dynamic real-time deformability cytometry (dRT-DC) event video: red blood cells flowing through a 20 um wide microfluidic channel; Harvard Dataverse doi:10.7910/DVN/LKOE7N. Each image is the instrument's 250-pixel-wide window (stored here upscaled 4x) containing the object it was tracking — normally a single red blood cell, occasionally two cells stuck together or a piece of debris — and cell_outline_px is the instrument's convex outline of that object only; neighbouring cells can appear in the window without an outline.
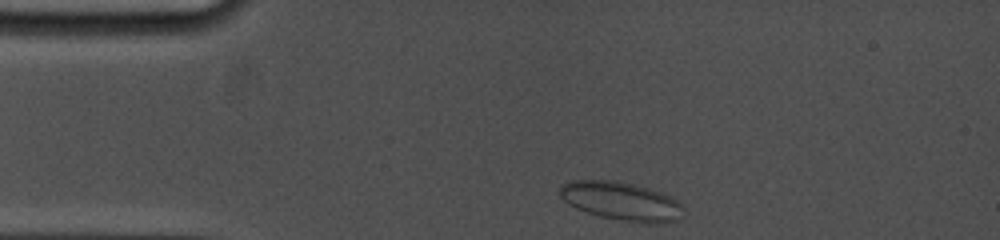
{"species": "common noctule bat (a hibernating species)", "species_latin": "Nyctalus noctula", "temperature_condition": "cold", "stored_images_in_passage": 29, "camera_frame_rate_fps": 5000, "um_per_image_px": 0.085, "animal": {"sex": "female", "body_mass_g": 19.0, "forearm_length_mm": 53.3}, "frame": {"image": 1, "passage_image": 1, "time_ms": 0.0, "image_size_px": [1000, 240], "cell_outline_px": [[684, 208], [676, 220], [660, 224], [644, 224], [600, 216], [576, 208], [568, 204], [560, 196], [560, 184], [572, 180], [616, 180], [648, 188], [660, 192], [676, 200]], "centroid_in_image_um": [52.78, 17.1], "position_along_channel_um": 32.2, "area_um2": 27.63}}
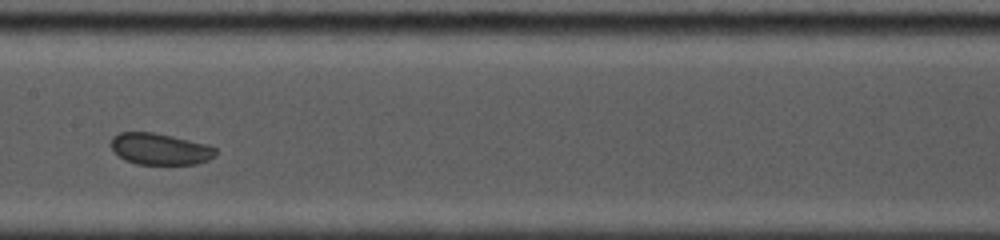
{"frame": {"image": 2, "passage_image": 16, "time_ms": 5.4, "image_size_px": [1000, 240], "cell_outline_px": [[216, 156], [208, 160], [196, 164], [136, 164], [124, 160], [108, 144], [112, 136], [120, 132], [152, 132], [172, 136], [204, 144], [216, 148]], "centroid_in_image_um": [13.56, 12.66], "position_along_channel_um": 193.8, "area_um2": 19.19}}
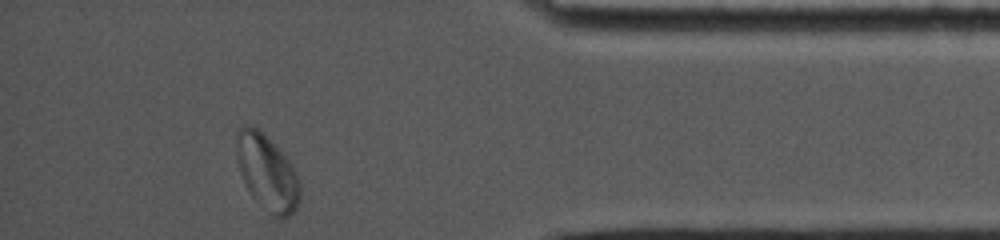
{"frame": {"image": 3, "passage_image": 29, "time_ms": 11.8, "image_size_px": [1000, 240], "cell_outline_px": [[300, 200], [296, 208], [288, 216], [280, 220], [256, 200], [252, 196], [244, 184], [240, 172], [236, 156], [236, 128], [244, 124], [256, 128], [288, 160], [300, 180]], "centroid_in_image_um": [22.68, 14.67], "position_along_channel_um": 412.5, "area_um2": 27.51}}